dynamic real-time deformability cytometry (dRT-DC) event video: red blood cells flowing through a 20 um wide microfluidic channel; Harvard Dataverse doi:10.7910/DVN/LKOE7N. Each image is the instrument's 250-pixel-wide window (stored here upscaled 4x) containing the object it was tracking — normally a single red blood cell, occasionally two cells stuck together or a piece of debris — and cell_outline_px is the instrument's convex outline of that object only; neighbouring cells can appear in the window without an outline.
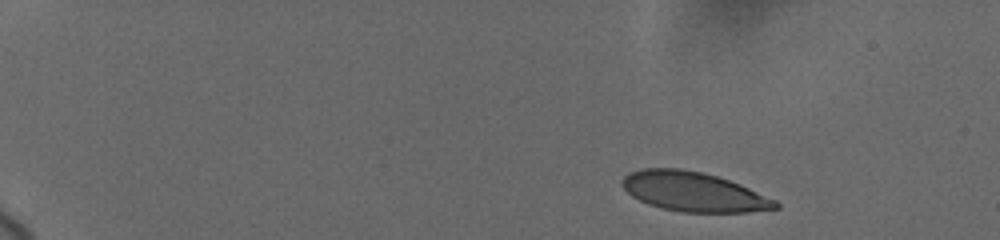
{"species": "human", "species_latin": "Homo sapiens", "temperature_condition": "cold", "stored_images_in_passage": 16, "camera_frame_rate_fps": 3000, "um_per_image_px": 0.085, "donor": {"sex": "female"}, "frame": {"image": 1, "passage_image": 1, "time_ms": 0.0, "image_size_px": [1000, 240], "cell_outline_px": [[780, 208], [748, 212], [680, 212], [648, 204], [632, 196], [620, 184], [620, 180], [628, 172], [640, 168], [680, 168], [700, 172], [716, 176], [740, 184], [776, 200], [780, 204]], "centroid_in_image_um": [58.93, 16.29], "position_along_channel_um": 26.1, "area_um2": 35.26}}
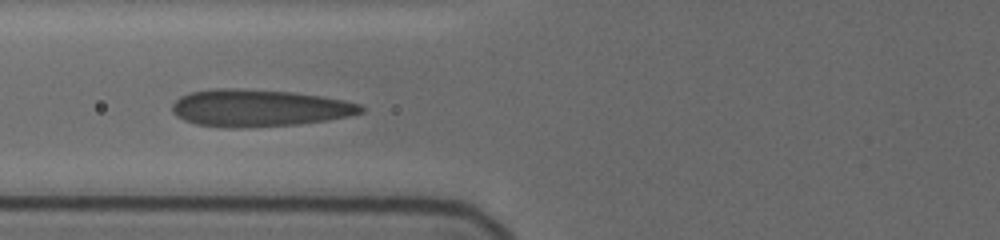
{"frame": {"image": 2, "passage_image": 14, "time_ms": 5.667, "image_size_px": [1000, 240], "cell_outline_px": [[364, 112], [352, 116], [328, 120], [296, 124], [248, 128], [224, 128], [196, 124], [184, 120], [176, 116], [172, 112], [172, 104], [180, 96], [188, 92], [212, 88], [244, 88], [292, 92], [320, 96], [344, 100], [360, 104], [364, 108]], "centroid_in_image_um": [21.99, 9.18], "position_along_channel_um": 103.8, "area_um2": 41.38}}
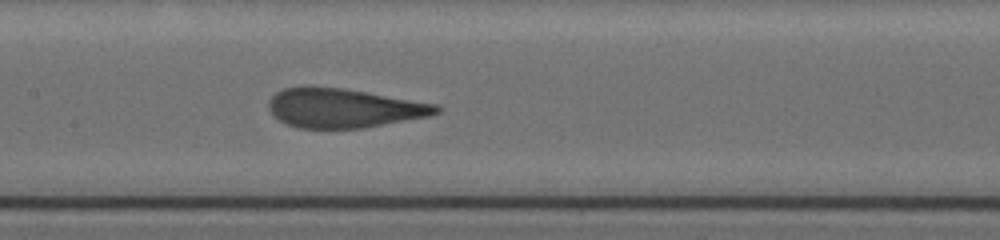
{"frame": {"image": 3, "passage_image": 16, "time_ms": 7.667, "image_size_px": [1000, 240], "cell_outline_px": [[444, 108], [440, 112], [428, 116], [364, 128], [300, 128], [288, 124], [272, 116], [268, 108], [268, 100], [276, 92], [284, 88], [308, 84], [344, 88], [436, 104]], "centroid_in_image_um": [29.17, 9.16], "position_along_channel_um": 178.2, "area_um2": 38.73}}